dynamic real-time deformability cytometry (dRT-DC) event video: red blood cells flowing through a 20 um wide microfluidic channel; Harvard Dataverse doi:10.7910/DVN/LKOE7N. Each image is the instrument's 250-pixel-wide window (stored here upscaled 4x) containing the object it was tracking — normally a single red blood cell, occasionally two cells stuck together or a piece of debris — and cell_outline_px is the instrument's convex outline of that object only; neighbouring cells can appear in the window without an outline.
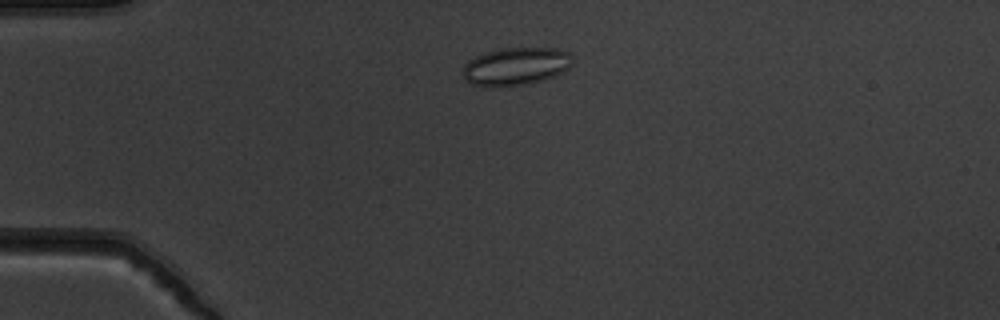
{"species": "common noctule bat (a hibernating species)", "species_latin": "Nyctalus noctula", "temperature_condition": "warm", "stored_images_in_passage": 48, "camera_frame_rate_fps": 3000, "um_per_image_px": 0.085, "animal": {"sex": "male", "body_mass_g": 19.5, "forearm_length_mm": 54.6}, "frame": {"image": 1, "passage_image": 8, "time_ms": 2.333, "image_size_px": [1000, 320], "cell_outline_px": [[572, 64], [568, 68], [552, 76], [540, 80], [524, 84], [472, 84], [464, 76], [464, 64], [468, 60], [484, 52], [500, 48], [556, 48], [568, 52], [572, 56]], "centroid_in_image_um": [43.87, 5.57], "position_along_channel_um": 41.1, "area_um2": 23.29}}
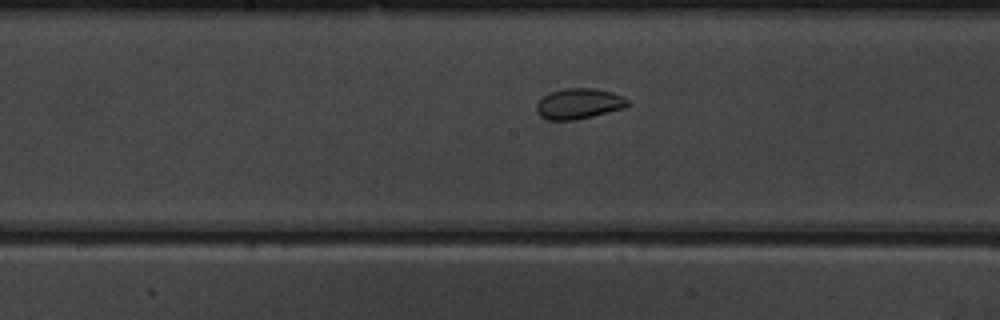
{"frame": {"image": 2, "passage_image": 23, "time_ms": 7.333, "image_size_px": [1000, 320], "cell_outline_px": [[632, 104], [624, 108], [592, 116], [572, 120], [548, 120], [540, 116], [536, 112], [536, 104], [548, 92], [564, 88], [596, 88], [612, 92], [628, 100]], "centroid_in_image_um": [49.19, 8.8], "position_along_channel_um": 199.0, "area_um2": 16.3}}
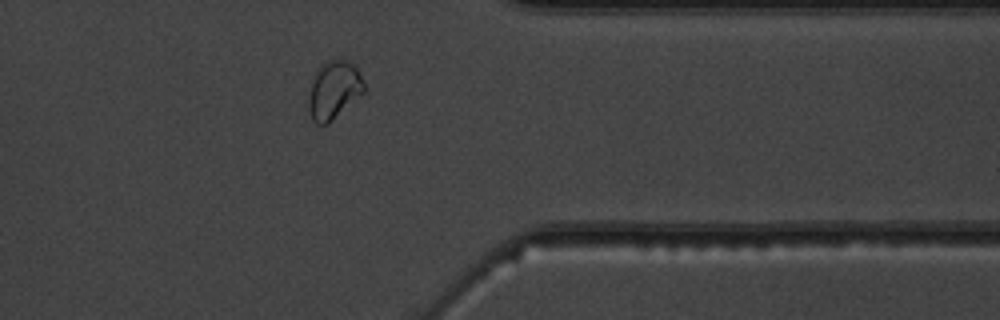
{"frame": {"image": 3, "passage_image": 38, "time_ms": 12.333, "image_size_px": [1000, 320], "cell_outline_px": [[364, 92], [328, 124], [316, 124], [312, 120], [308, 112], [308, 96], [312, 80], [316, 68], [328, 60], [344, 60], [352, 64], [356, 68], [364, 84]], "centroid_in_image_um": [28.33, 7.67], "position_along_channel_um": 383.1, "area_um2": 18.67}, "authors_computed_cell_mechanics": {"area_um2": 17.918, "velocity_mm_per_s": 3.8269, "shape_relaxation_time_tau1_ms": 2.5604, "shape_relaxation_time_tau2_ms": 1.0802, "deformation_change_tau1": 0.0531, "deformation_change_tau2": 0.0407}}